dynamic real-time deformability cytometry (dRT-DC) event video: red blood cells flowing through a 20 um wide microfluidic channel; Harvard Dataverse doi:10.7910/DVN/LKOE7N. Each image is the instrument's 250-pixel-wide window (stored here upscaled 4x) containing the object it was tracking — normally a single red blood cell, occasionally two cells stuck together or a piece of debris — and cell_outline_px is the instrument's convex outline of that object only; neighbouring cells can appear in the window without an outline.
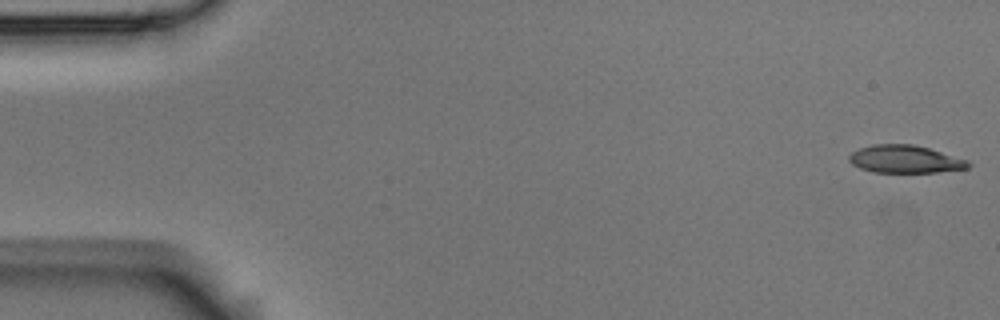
{"species": "Egyptian fruit bat (a non-hibernating species)", "species_latin": "Rousettus aegyptiacus", "temperature_condition": "room temperature", "stored_images_in_passage": 5, "camera_frame_rate_fps": 3000, "um_per_image_px": 0.085, "animal": {"sex": "male"}, "frame": {"image": 1, "passage_image": 1, "time_ms": 0.0, "image_size_px": [1000, 320], "cell_outline_px": [[972, 164], [968, 168], [936, 172], [876, 172], [860, 168], [852, 164], [848, 160], [848, 156], [852, 152], [860, 148], [872, 144], [912, 144], [928, 148], [968, 160]], "centroid_in_image_um": [76.92, 13.52], "position_along_channel_um": 8.1, "area_um2": 19.13}}
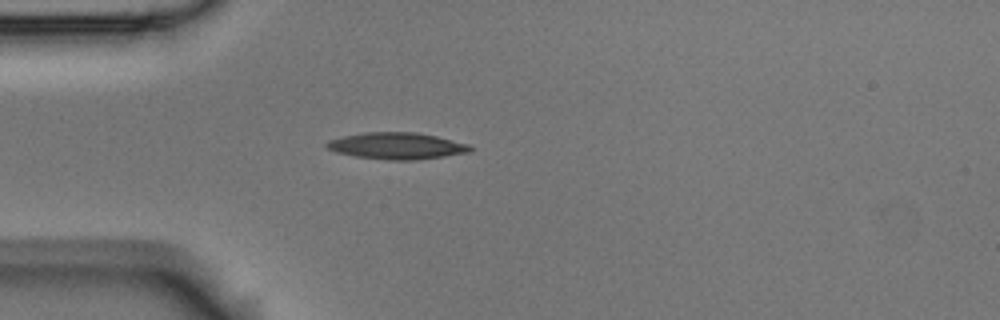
{"frame": {"image": 2, "passage_image": 5, "time_ms": 1.333, "image_size_px": [1000, 320], "cell_outline_px": [[472, 152], [416, 160], [388, 160], [356, 156], [336, 152], [328, 148], [324, 144], [328, 140], [344, 136], [364, 132], [416, 132], [436, 136], [468, 144], [472, 148]], "centroid_in_image_um": [33.73, 12.4], "position_along_channel_um": 51.3, "area_um2": 22.2}}